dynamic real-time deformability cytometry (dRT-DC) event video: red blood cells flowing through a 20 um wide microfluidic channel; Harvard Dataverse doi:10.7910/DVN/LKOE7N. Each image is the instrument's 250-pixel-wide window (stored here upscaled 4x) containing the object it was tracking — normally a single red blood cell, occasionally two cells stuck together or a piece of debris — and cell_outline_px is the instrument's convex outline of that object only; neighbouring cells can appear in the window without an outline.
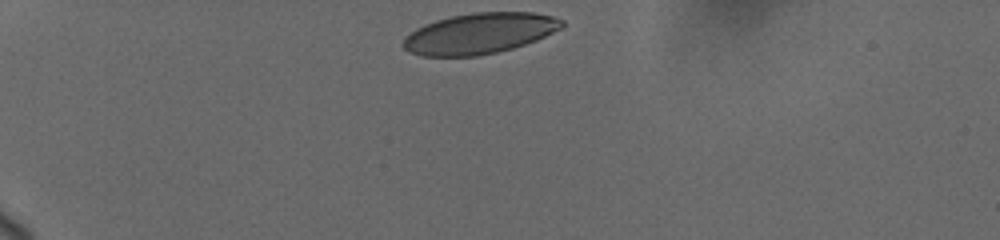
{"species": "human", "species_latin": "Homo sapiens", "temperature_condition": "cold", "stored_images_in_passage": 14, "camera_frame_rate_fps": 3000, "um_per_image_px": 0.085, "donor": {"sex": "female"}, "frame": {"image": 1, "passage_image": 1, "time_ms": 0.0, "image_size_px": [1000, 240], "cell_outline_px": [[564, 24], [560, 28], [536, 40], [512, 48], [496, 52], [476, 56], [420, 56], [408, 52], [404, 48], [404, 36], [416, 28], [424, 24], [436, 20], [452, 16], [472, 12], [532, 12], [552, 16], [564, 20]], "centroid_in_image_um": [40.72, 2.84], "position_along_channel_um": 44.3, "area_um2": 37.57}}
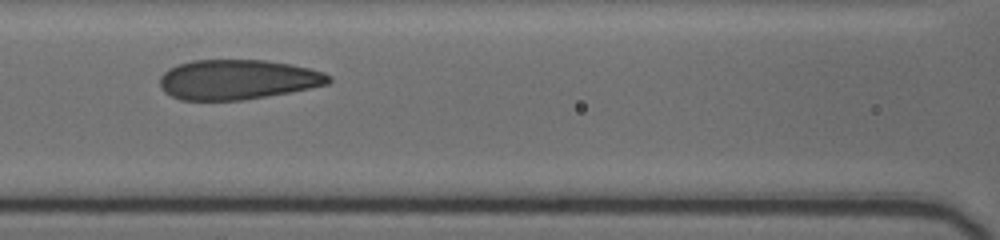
{"frame": {"image": 2, "passage_image": 10, "time_ms": 4.333, "image_size_px": [1000, 240], "cell_outline_px": [[332, 80], [328, 84], [288, 92], [244, 100], [180, 100], [164, 92], [160, 88], [160, 76], [168, 68], [192, 60], [264, 60], [292, 64], [324, 72], [332, 76]], "centroid_in_image_um": [20.18, 6.76], "position_along_channel_um": 146.4, "area_um2": 39.25}}
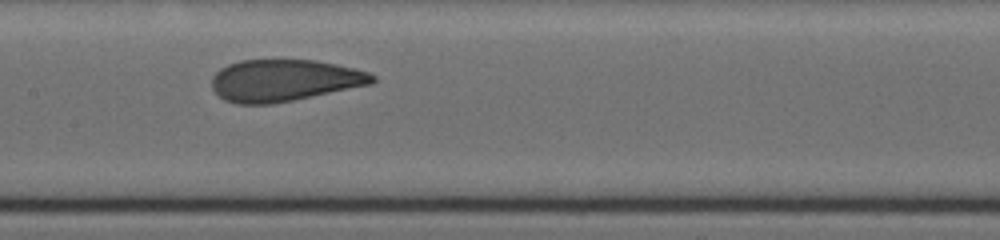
{"frame": {"image": 3, "passage_image": 12, "time_ms": 5.333, "image_size_px": [1000, 240], "cell_outline_px": [[376, 80], [372, 84], [272, 104], [236, 104], [224, 100], [212, 88], [212, 76], [220, 68], [228, 64], [240, 60], [316, 60], [336, 64], [368, 72], [376, 76]], "centroid_in_image_um": [24.14, 6.83], "position_along_channel_um": 183.3, "area_um2": 39.07}}